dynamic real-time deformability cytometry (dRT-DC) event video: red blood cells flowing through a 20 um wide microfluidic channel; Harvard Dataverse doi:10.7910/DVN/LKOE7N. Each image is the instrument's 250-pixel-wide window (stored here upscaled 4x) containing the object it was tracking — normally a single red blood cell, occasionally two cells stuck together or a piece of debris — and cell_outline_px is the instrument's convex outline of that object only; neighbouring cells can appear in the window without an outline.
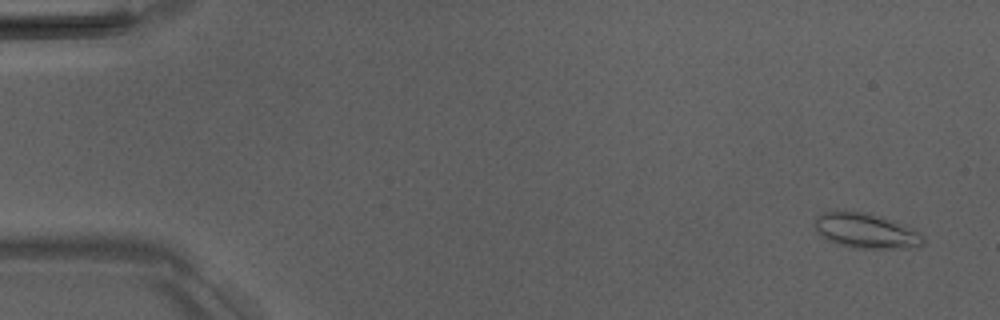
{"species": "Egyptian fruit bat (a non-hibernating species)", "species_latin": "Rousettus aegyptiacus", "temperature_condition": "room temperature", "stored_images_in_passage": 6, "camera_frame_rate_fps": 3000, "um_per_image_px": 0.085, "animal": {"sex": "male"}, "frame": {"image": 1, "passage_image": 1, "time_ms": 0.0, "image_size_px": [1000, 320], "cell_outline_px": [[924, 244], [920, 248], [848, 248], [828, 240], [820, 236], [816, 228], [816, 216], [824, 212], [864, 212], [896, 220], [920, 232], [924, 236]], "centroid_in_image_um": [73.69, 19.64], "position_along_channel_um": 11.3, "area_um2": 22.31}}